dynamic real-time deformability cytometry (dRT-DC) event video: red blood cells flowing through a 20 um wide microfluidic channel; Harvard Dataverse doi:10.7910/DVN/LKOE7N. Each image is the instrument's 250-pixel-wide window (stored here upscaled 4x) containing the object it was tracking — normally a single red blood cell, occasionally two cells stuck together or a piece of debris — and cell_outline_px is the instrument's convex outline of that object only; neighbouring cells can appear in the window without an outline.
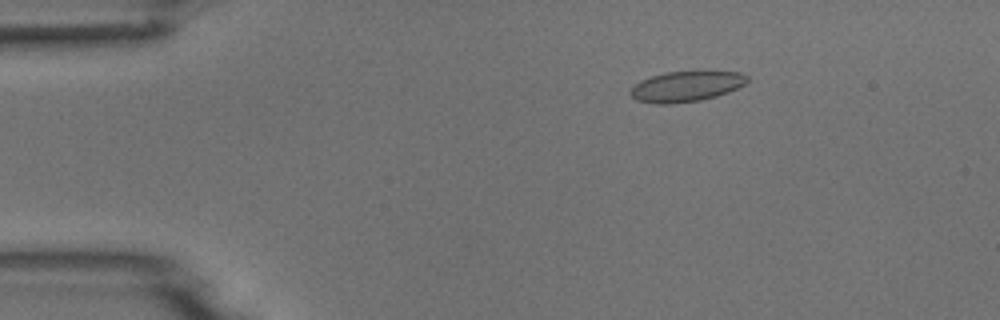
{"species": "common noctule bat (a hibernating species)", "species_latin": "Nyctalus noctula", "temperature_condition": "room temperature", "stored_images_in_passage": 5, "camera_frame_rate_fps": 3000, "um_per_image_px": 0.085, "animal": {"sex": "male", "body_mass_g": 18.8}, "frame": {"image": 1, "passage_image": 3, "time_ms": 2.333, "image_size_px": [1000, 320], "cell_outline_px": [[748, 80], [744, 84], [728, 92], [716, 96], [700, 100], [668, 104], [656, 104], [636, 100], [628, 92], [640, 80], [664, 72], [700, 68], [740, 72], [748, 76]], "centroid_in_image_um": [58.36, 7.28], "position_along_channel_um": 26.6, "area_um2": 21.56}}
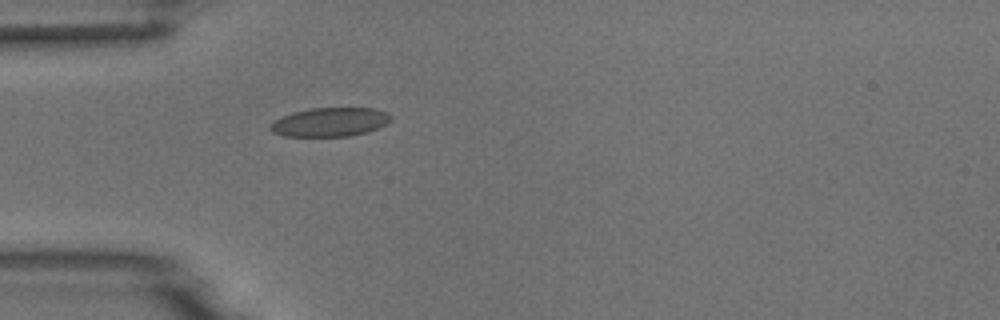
{"frame": {"image": 2, "passage_image": 5, "time_ms": 4.667, "image_size_px": [1000, 320], "cell_outline_px": [[392, 120], [388, 124], [368, 132], [348, 136], [284, 136], [272, 132], [268, 128], [276, 120], [292, 112], [312, 108], [376, 108], [388, 112], [392, 116]], "centroid_in_image_um": [28.12, 10.37], "position_along_channel_um": 56.9, "area_um2": 20.4}}